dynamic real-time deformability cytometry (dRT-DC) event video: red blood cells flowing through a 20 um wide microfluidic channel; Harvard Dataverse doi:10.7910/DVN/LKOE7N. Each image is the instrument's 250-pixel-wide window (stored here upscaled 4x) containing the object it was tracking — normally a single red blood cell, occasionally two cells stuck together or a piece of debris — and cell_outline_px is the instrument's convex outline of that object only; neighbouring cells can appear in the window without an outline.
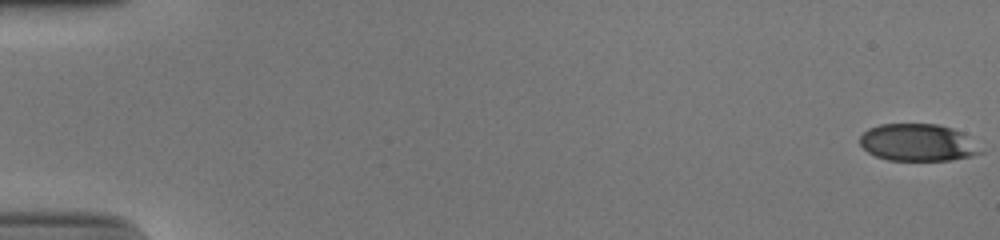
{"species": "human", "species_latin": "Homo sapiens", "temperature_condition": "cold", "stored_images_in_passage": 54, "camera_frame_rate_fps": 3000, "um_per_image_px": 0.085, "donor": {"sex": "male"}, "frame": {"image": 1, "passage_image": 1, "time_ms": 0.0, "image_size_px": [1000, 240], "cell_outline_px": [[984, 152], [972, 156], [952, 160], [888, 160], [876, 156], [868, 152], [860, 144], [860, 136], [868, 128], [880, 124], [936, 124], [952, 128], [964, 132]], "centroid_in_image_um": [78.03, 12.11], "position_along_channel_um": 7.0, "area_um2": 26.24}}
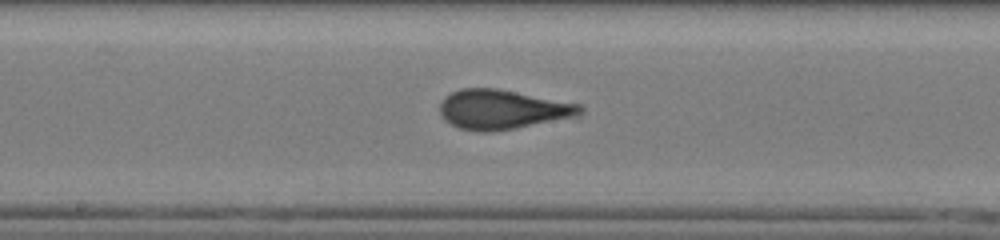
{"frame": {"image": 2, "passage_image": 30, "time_ms": 9.667, "image_size_px": [1000, 240], "cell_outline_px": [[584, 108], [580, 112], [568, 116], [516, 128], [492, 132], [480, 132], [460, 128], [444, 120], [440, 112], [440, 100], [444, 96], [460, 88], [496, 88], [580, 104]], "centroid_in_image_um": [42.58, 9.29], "position_along_channel_um": 205.6, "area_um2": 31.67}}
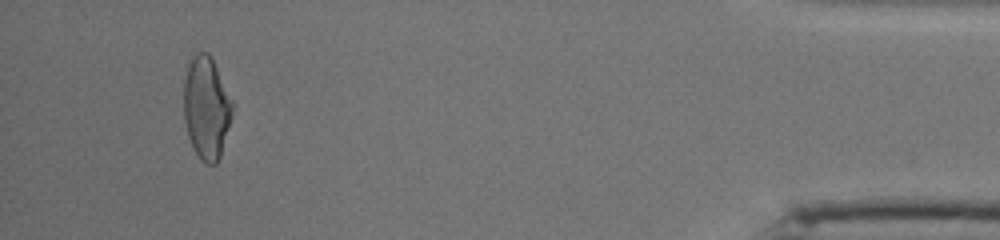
{"frame": {"image": 3, "passage_image": 51, "time_ms": 16.667, "image_size_px": [1000, 240], "cell_outline_px": [[232, 116], [220, 156], [216, 164], [204, 164], [200, 160], [192, 148], [188, 136], [184, 120], [184, 76], [188, 64], [192, 56], [196, 52], [208, 52], [232, 100]], "centroid_in_image_um": [17.52, 9.19], "position_along_channel_um": 417.7, "area_um2": 29.02}, "authors_computed_cell_mechanics": {"area_um2": 29.5069, "velocity_mm_per_s": 3.9273, "shape_relaxation_time_tau1_ms": 9.3286, "shape_relaxation_time_tau2_ms": 0.7716, "deformation_change_tau1": 0.265, "deformation_change_tau2": 0.0547}}